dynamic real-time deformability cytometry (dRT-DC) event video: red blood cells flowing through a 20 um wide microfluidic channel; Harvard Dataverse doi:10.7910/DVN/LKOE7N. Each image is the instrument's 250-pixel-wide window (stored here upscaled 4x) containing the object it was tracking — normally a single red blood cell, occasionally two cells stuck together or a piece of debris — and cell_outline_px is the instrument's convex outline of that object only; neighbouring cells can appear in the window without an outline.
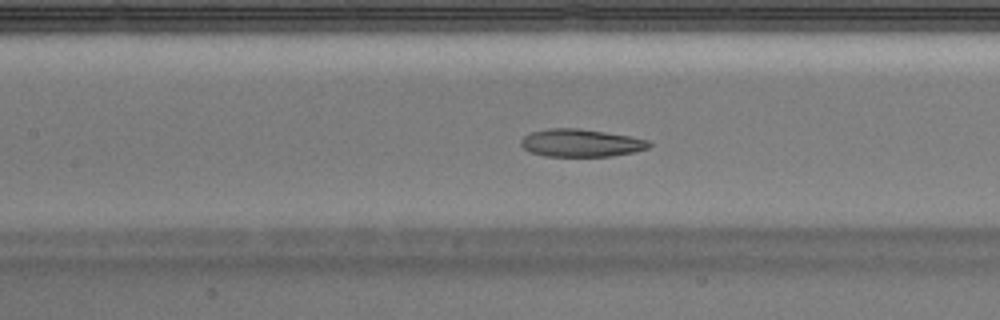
{"species": "Egyptian fruit bat (a non-hibernating species)", "species_latin": "Rousettus aegyptiacus", "temperature_condition": "warm", "stored_images_in_passage": 41, "camera_frame_rate_fps": 3000, "um_per_image_px": 0.085, "animal": {"sex": "male"}, "frame": {"image": 1, "passage_image": 18, "time_ms": 5.667, "image_size_px": [1000, 320], "cell_outline_px": [[652, 144], [648, 148], [632, 152], [612, 156], [544, 156], [532, 152], [524, 148], [520, 144], [520, 140], [524, 136], [532, 132], [548, 128], [580, 128], [628, 136], [648, 140]], "centroid_in_image_um": [49.36, 12.15], "position_along_channel_um": 158.0, "area_um2": 20.52}}